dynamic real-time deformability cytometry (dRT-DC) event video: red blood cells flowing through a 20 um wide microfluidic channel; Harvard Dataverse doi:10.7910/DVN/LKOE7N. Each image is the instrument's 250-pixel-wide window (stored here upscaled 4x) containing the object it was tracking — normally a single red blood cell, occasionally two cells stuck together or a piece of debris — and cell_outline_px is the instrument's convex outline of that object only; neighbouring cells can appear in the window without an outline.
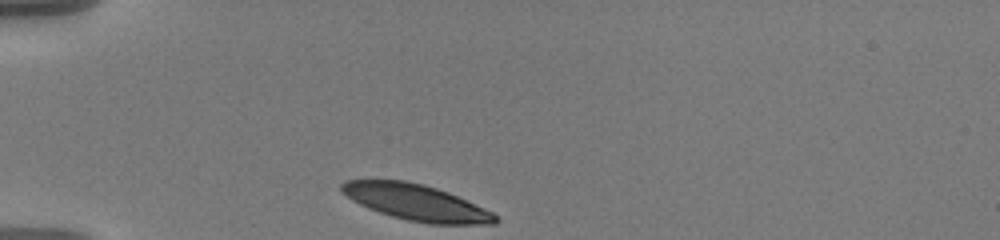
{"species": "human", "species_latin": "Homo sapiens", "temperature_condition": "warm", "stored_images_in_passage": 35, "camera_frame_rate_fps": 3000, "um_per_image_px": 0.085, "donor": {"sex": "male"}, "frame": {"image": 1, "passage_image": 1, "time_ms": 0.0, "image_size_px": [1000, 240], "cell_outline_px": [[500, 220], [496, 224], [428, 224], [408, 220], [392, 216], [368, 208], [352, 200], [340, 192], [340, 184], [344, 180], [404, 180], [424, 184], [448, 192], [484, 208], [492, 212]], "centroid_in_image_um": [35.36, 17.2], "position_along_channel_um": 49.6, "area_um2": 32.25}}
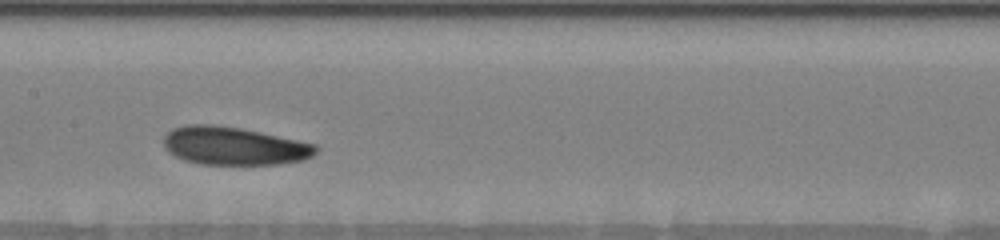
{"frame": {"image": 2, "passage_image": 15, "time_ms": 4.667, "image_size_px": [1000, 240], "cell_outline_px": [[320, 148], [312, 156], [304, 160], [280, 164], [200, 164], [184, 160], [168, 152], [164, 148], [164, 136], [172, 128], [188, 124], [212, 124], [240, 128], [260, 132], [316, 144]], "centroid_in_image_um": [19.88, 12.4], "position_along_channel_um": 187.5, "area_um2": 33.87}}
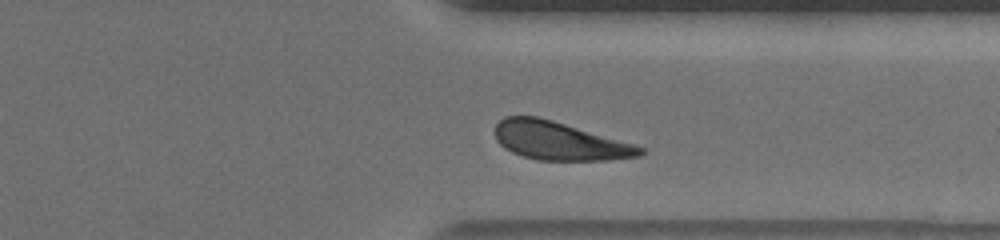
{"frame": {"image": 3, "passage_image": 30, "time_ms": 9.667, "image_size_px": [1000, 240], "cell_outline_px": [[644, 152], [640, 156], [608, 160], [536, 160], [512, 152], [504, 148], [496, 140], [496, 124], [504, 116], [536, 116], [552, 120], [632, 144], [644, 148]], "centroid_in_image_um": [47.5, 11.98], "position_along_channel_um": 363.9, "area_um2": 31.91}, "authors_computed_cell_mechanics": {"area_um2": 33.235, "velocity_mm_per_s": 3.5205, "shape_relaxation_time_tau1_ms": 3.2651, "shape_relaxation_time_tau2_ms": null, "deformation_change_tau1": 0.1087, "deformation_change_tau2": null}}